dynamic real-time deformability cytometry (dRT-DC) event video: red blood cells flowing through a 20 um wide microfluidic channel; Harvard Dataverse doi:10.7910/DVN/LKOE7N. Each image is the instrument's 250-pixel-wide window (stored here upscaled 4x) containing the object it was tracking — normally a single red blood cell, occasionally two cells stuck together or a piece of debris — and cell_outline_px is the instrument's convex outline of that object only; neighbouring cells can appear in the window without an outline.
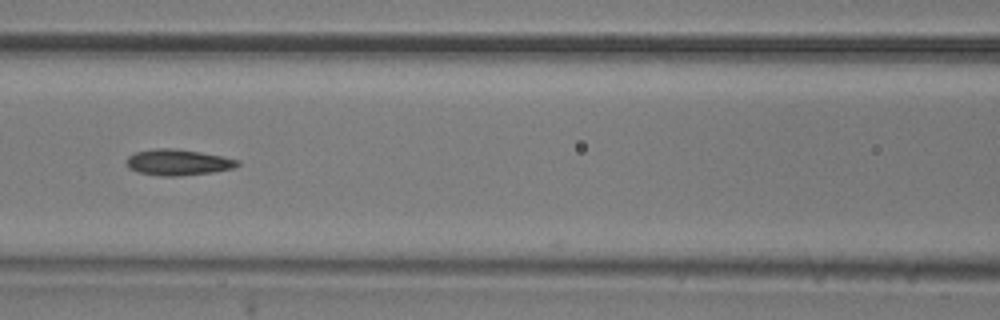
{"species": "common noctule bat (a hibernating species)", "species_latin": "Nyctalus noctula", "temperature_condition": "room temperature", "stored_images_in_passage": 10, "camera_frame_rate_fps": 3000, "um_per_image_px": 0.085, "animal": {"sex": "male", "body_mass_g": 20.5, "forearm_length_mm": 52.5}, "frame": {"image": 1, "passage_image": 7, "time_ms": 2.0, "image_size_px": [1000, 320], "cell_outline_px": [[240, 164], [232, 168], [212, 172], [180, 176], [160, 176], [136, 172], [128, 168], [128, 156], [136, 152], [156, 148], [172, 148], [200, 152], [224, 156], [240, 160]], "centroid_in_image_um": [15.14, 13.8], "position_along_channel_um": 151.5, "area_um2": 16.82}}
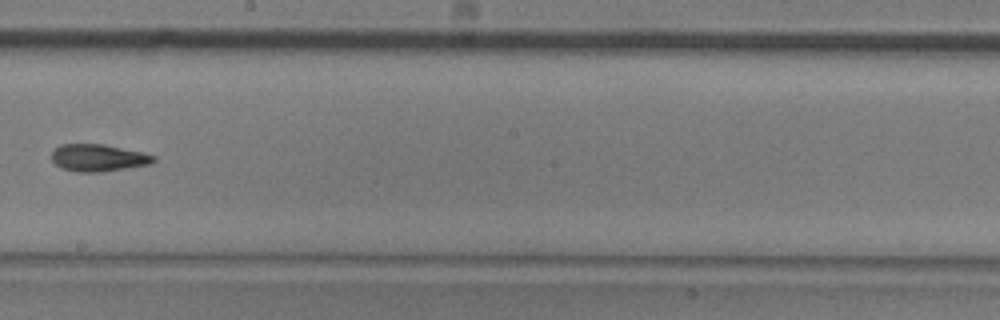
{"frame": {"image": 2, "passage_image": 9, "time_ms": 2.667, "image_size_px": [1000, 320], "cell_outline_px": [[156, 160], [152, 164], [104, 172], [76, 172], [60, 168], [52, 160], [52, 152], [60, 144], [104, 144], [144, 152], [156, 156]], "centroid_in_image_um": [8.39, 13.42], "position_along_channel_um": 239.8, "area_um2": 16.42}}
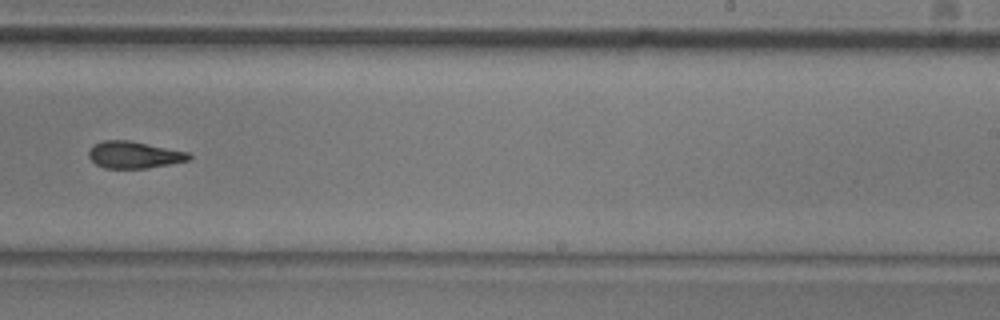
{"frame": {"image": 3, "passage_image": 10, "time_ms": 3.0, "image_size_px": [1000, 320], "cell_outline_px": [[192, 156], [188, 160], [148, 168], [104, 168], [96, 164], [88, 156], [88, 152], [92, 144], [100, 140], [128, 140], [188, 152]], "centroid_in_image_um": [11.34, 13.15], "position_along_channel_um": 277.7, "area_um2": 15.66}}